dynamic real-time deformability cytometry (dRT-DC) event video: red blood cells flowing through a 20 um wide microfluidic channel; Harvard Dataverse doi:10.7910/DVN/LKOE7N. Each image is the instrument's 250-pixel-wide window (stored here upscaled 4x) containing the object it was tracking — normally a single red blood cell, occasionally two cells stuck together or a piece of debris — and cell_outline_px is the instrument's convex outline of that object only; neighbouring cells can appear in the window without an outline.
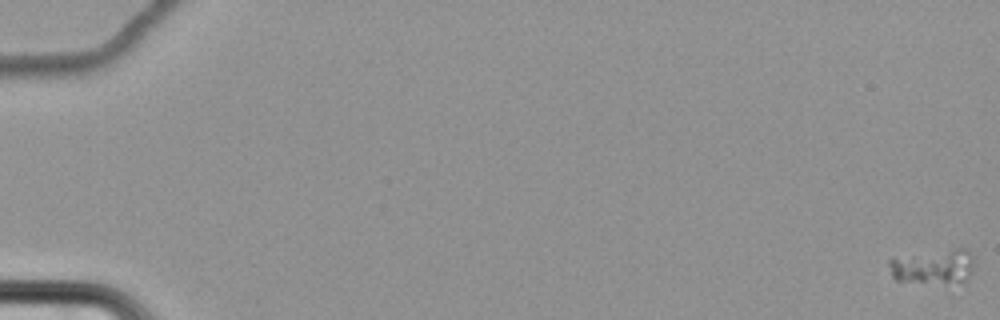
{"species": "common noctule bat (a hibernating species)", "species_latin": "Nyctalus noctula", "temperature_condition": "cold", "stored_images_in_passage": 19, "camera_frame_rate_fps": 3000, "um_per_image_px": 0.085, "animal": {"sex": "female", "body_mass_g": 22.7, "forearm_length_mm": 54.2}, "frame": {"image": 1, "passage_image": 1, "time_ms": 0.0, "image_size_px": [1000, 320], "cell_outline_px": [[972, 268], [968, 276], [964, 280], [896, 280], [892, 276], [888, 264], [888, 260], [956, 248], [968, 248], [972, 256]], "centroid_in_image_um": [79.35, 22.6], "position_along_channel_um": 5.7, "area_um2": 15.72}}